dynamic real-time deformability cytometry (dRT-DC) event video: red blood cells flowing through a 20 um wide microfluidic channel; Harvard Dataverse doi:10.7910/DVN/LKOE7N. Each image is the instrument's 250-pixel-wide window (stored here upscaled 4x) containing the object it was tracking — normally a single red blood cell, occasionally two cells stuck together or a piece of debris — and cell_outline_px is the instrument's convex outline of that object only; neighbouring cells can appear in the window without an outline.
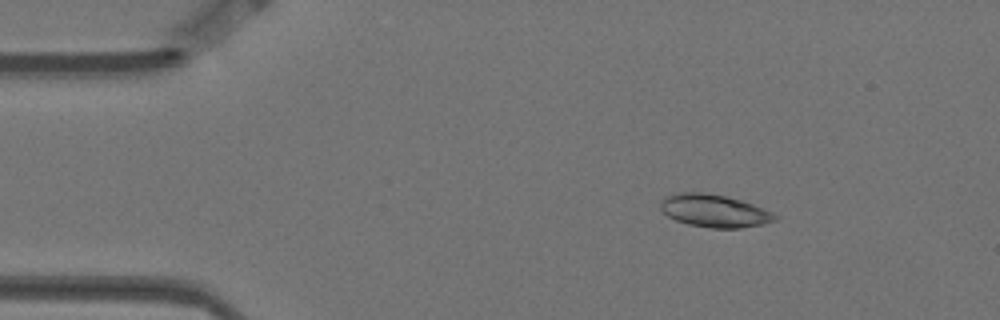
{"species": "Egyptian fruit bat (a non-hibernating species)", "species_latin": "Rousettus aegyptiacus", "temperature_condition": "warm", "stored_images_in_passage": 5, "camera_frame_rate_fps": 3000, "um_per_image_px": 0.085, "animal": {"sex": "female"}, "frame": {"image": 1, "passage_image": 2, "time_ms": 0.333, "image_size_px": [1000, 320], "cell_outline_px": [[780, 216], [776, 220], [764, 224], [740, 228], [712, 228], [688, 224], [676, 220], [668, 216], [660, 208], [660, 200], [664, 196], [680, 192], [700, 192], [724, 196], [740, 200], [752, 204], [772, 212]], "centroid_in_image_um": [60.71, 17.92], "position_along_channel_um": 24.3, "area_um2": 21.79}}
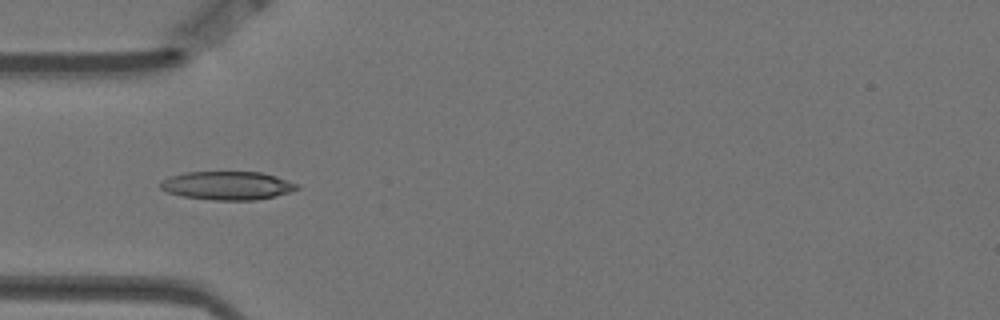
{"frame": {"image": 2, "passage_image": 4, "time_ms": 1.0, "image_size_px": [1000, 320], "cell_outline_px": [[300, 188], [276, 196], [256, 200], [212, 200], [184, 196], [168, 192], [160, 188], [160, 180], [168, 176], [184, 172], [260, 172], [276, 176], [300, 184]], "centroid_in_image_um": [19.33, 15.77], "position_along_channel_um": 65.7, "area_um2": 22.77}}